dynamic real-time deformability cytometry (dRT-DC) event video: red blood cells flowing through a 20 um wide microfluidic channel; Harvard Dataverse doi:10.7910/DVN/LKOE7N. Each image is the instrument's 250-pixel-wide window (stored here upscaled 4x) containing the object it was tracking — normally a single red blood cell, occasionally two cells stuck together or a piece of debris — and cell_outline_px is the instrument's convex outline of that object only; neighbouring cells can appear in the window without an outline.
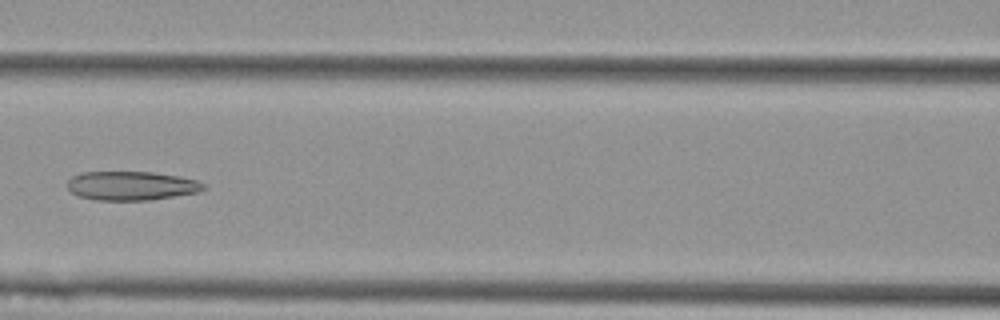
{"species": "Egyptian fruit bat (a non-hibernating species)", "species_latin": "Rousettus aegyptiacus", "temperature_condition": "cold", "stored_images_in_passage": 4, "camera_frame_rate_fps": 3000, "um_per_image_px": 0.085, "animal": {"sex": "female"}, "frame": {"image": 1, "passage_image": 4, "time_ms": 1.0, "image_size_px": [1000, 320], "cell_outline_px": [[204, 188], [200, 192], [152, 200], [96, 200], [80, 196], [72, 192], [64, 184], [72, 176], [80, 172], [152, 172], [180, 176], [196, 180], [204, 184]], "centroid_in_image_um": [11.15, 15.79], "position_along_channel_um": 155.4, "area_um2": 23.12}}